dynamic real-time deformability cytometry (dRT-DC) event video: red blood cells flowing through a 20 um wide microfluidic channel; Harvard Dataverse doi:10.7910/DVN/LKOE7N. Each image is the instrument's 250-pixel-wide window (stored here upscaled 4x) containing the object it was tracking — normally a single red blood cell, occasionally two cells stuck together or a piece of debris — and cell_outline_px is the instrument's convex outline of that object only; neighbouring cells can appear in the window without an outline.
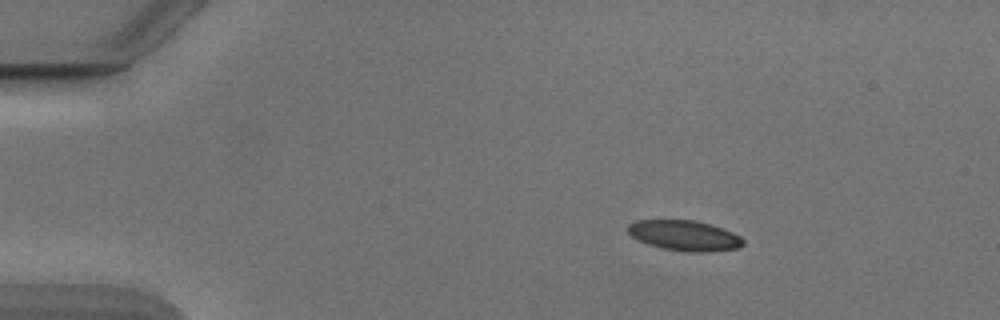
{"species": "Egyptian fruit bat (a non-hibernating species)", "species_latin": "Rousettus aegyptiacus", "temperature_condition": "cold", "stored_images_in_passage": 53, "camera_frame_rate_fps": 3000, "um_per_image_px": 0.085, "animal": {"sex": "male"}, "frame": {"image": 1, "passage_image": 9, "time_ms": 2.667, "image_size_px": [1000, 320], "cell_outline_px": [[744, 244], [740, 248], [712, 252], [684, 252], [660, 248], [648, 244], [632, 236], [628, 232], [628, 224], [636, 220], [692, 220], [708, 224], [732, 232], [740, 236], [744, 240]], "centroid_in_image_um": [58.2, 20.04], "position_along_channel_um": 26.8, "area_um2": 20.4}}
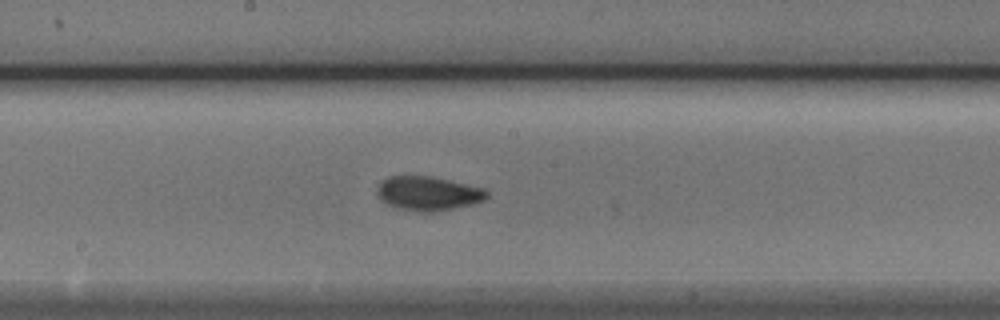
{"frame": {"image": 2, "passage_image": 29, "time_ms": 9.333, "image_size_px": [1000, 320], "cell_outline_px": [[488, 196], [484, 200], [472, 204], [432, 212], [416, 212], [396, 208], [384, 204], [380, 200], [376, 192], [376, 188], [388, 176], [428, 176], [448, 180], [484, 188], [488, 192]], "centroid_in_image_um": [36.34, 16.45], "position_along_channel_um": 211.9, "area_um2": 21.85}}
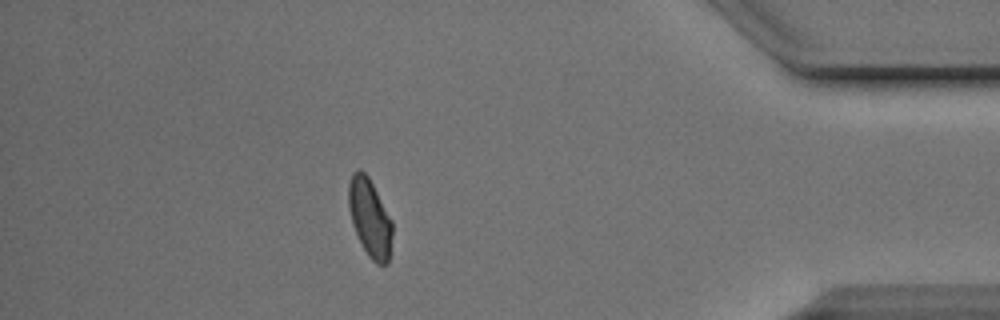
{"frame": {"image": 3, "passage_image": 47, "time_ms": 15.333, "image_size_px": [1000, 320], "cell_outline_px": [[392, 236], [388, 264], [376, 264], [368, 256], [352, 224], [348, 208], [348, 184], [352, 172], [356, 168], [360, 168], [368, 176], [392, 220]], "centroid_in_image_um": [31.42, 18.48], "position_along_channel_um": 403.8, "area_um2": 19.94}, "authors_computed_cell_mechanics": {"area_um2": 20.23, "velocity_mm_per_s": 3.881, "shape_relaxation_time_tau1_ms": 4.0819, "shape_relaxation_time_tau2_ms": 1.429, "deformation_change_tau1": 0.1188, "deformation_change_tau2": 0.0505}}